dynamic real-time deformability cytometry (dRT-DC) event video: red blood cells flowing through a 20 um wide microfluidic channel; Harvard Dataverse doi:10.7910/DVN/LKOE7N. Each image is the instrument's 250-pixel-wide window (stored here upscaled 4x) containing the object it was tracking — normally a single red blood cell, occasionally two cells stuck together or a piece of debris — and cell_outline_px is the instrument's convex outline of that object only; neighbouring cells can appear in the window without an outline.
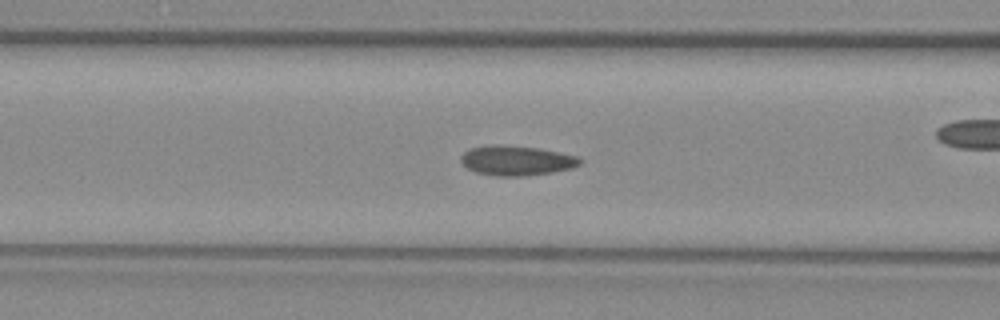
{"species": "common noctule bat (a hibernating species)", "species_latin": "Nyctalus noctula", "temperature_condition": "warm", "stored_images_in_passage": 11, "camera_frame_rate_fps": 3000, "um_per_image_px": 0.085, "animal": {"sex": "female", "body_mass_g": 29.2, "forearm_length_mm": 56.3}, "frame": {"image": 1, "passage_image": 10, "time_ms": 3.0, "image_size_px": [1000, 320], "cell_outline_px": [[584, 160], [580, 164], [572, 168], [552, 172], [524, 176], [496, 176], [476, 172], [468, 168], [460, 160], [460, 156], [464, 152], [472, 148], [496, 144], [536, 148], [580, 156]], "centroid_in_image_um": [43.94, 13.65], "position_along_channel_um": 122.7, "area_um2": 20.58}}